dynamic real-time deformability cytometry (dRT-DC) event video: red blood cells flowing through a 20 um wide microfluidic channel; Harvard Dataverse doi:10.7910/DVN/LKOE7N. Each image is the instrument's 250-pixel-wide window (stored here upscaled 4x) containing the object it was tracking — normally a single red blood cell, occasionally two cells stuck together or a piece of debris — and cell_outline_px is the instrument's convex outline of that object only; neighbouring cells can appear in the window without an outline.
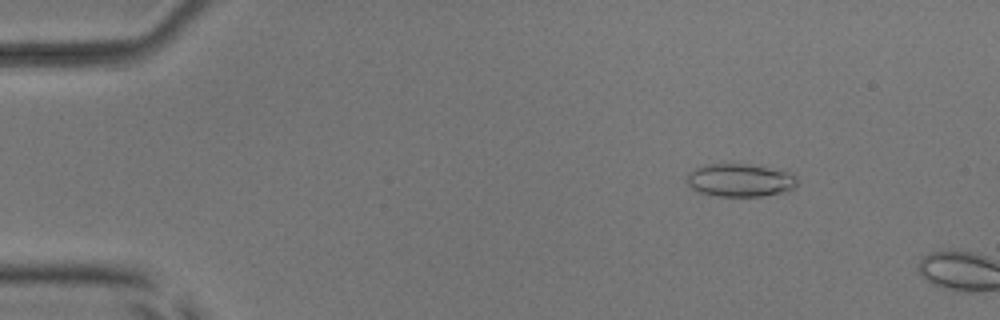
{"species": "common noctule bat (a hibernating species)", "species_latin": "Nyctalus noctula", "temperature_condition": "room temperature", "stored_images_in_passage": 11, "camera_frame_rate_fps": 3000, "um_per_image_px": 0.085, "animal": {"sex": "male", "body_mass_g": 17.9, "forearm_length_mm": 54.2}, "frame": {"image": 1, "passage_image": 8, "time_ms": 2.333, "image_size_px": [1000, 320], "cell_outline_px": [[796, 188], [784, 192], [764, 196], [716, 196], [700, 192], [692, 188], [688, 184], [688, 172], [704, 164], [744, 164], [768, 168], [784, 172], [796, 176]], "centroid_in_image_um": [62.88, 15.33], "position_along_channel_um": 22.1, "area_um2": 20.92}}